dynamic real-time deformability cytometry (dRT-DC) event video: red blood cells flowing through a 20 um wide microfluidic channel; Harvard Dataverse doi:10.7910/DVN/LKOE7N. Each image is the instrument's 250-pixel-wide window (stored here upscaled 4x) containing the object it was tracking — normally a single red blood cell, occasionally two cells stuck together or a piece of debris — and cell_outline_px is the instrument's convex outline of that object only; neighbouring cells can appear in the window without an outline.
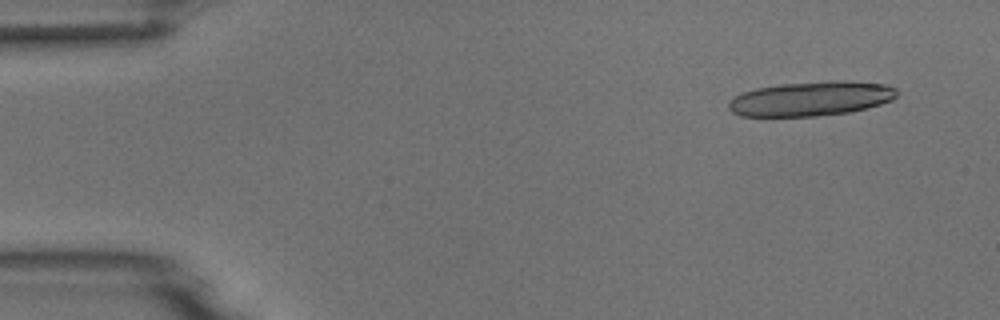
{"species": "common noctule bat (a hibernating species)", "species_latin": "Nyctalus noctula", "temperature_condition": "room temperature", "stored_images_in_passage": 6, "camera_frame_rate_fps": 3000, "um_per_image_px": 0.085, "animal": {"sex": "male", "body_mass_g": 18.8}, "frame": {"image": 1, "passage_image": 1, "time_ms": 0.0, "image_size_px": [1000, 320], "cell_outline_px": [[900, 92], [892, 100], [868, 108], [848, 112], [816, 116], [740, 116], [732, 112], [728, 108], [728, 104], [732, 96], [756, 88], [780, 84], [828, 80], [844, 80], [888, 84], [896, 88]], "centroid_in_image_um": [68.96, 8.37], "position_along_channel_um": 16.0, "area_um2": 34.22}}
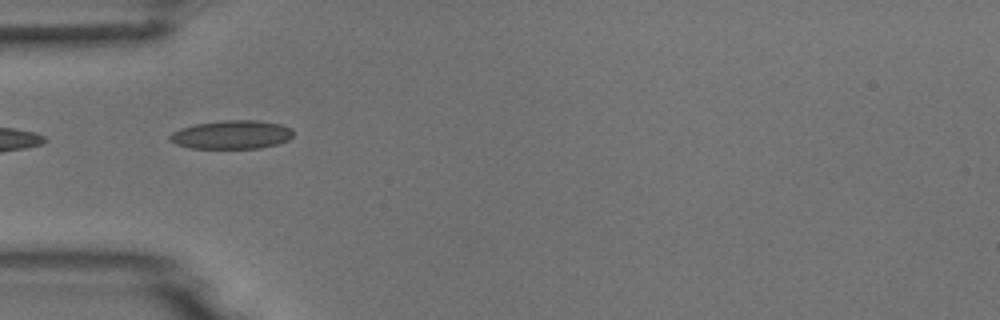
{"frame": {"image": 2, "passage_image": 4, "time_ms": 4.333, "image_size_px": [1000, 320], "cell_outline_px": [[292, 136], [288, 140], [276, 144], [260, 148], [188, 148], [176, 144], [168, 136], [172, 132], [180, 128], [196, 124], [224, 120], [256, 120], [280, 124], [292, 128]], "centroid_in_image_um": [19.69, 11.44], "position_along_channel_um": 65.3, "area_um2": 20.46}}